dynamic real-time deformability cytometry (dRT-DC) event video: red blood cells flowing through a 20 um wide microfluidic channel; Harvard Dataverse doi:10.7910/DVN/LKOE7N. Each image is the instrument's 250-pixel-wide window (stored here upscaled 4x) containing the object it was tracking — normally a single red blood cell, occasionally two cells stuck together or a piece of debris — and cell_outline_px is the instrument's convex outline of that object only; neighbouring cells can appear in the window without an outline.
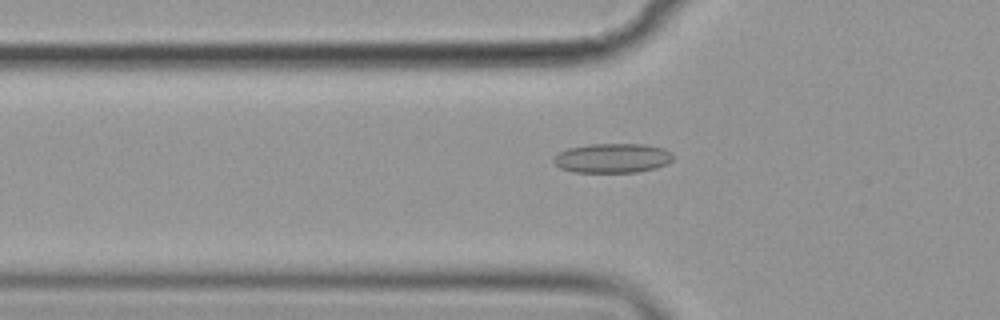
{"species": "common noctule bat (a hibernating species)", "species_latin": "Nyctalus noctula", "temperature_condition": "cold", "stored_images_in_passage": 42, "camera_frame_rate_fps": 3000, "um_per_image_px": 0.085, "animal": {"sex": "female", "body_mass_g": 19.9}, "frame": {"image": 1, "passage_image": 5, "time_ms": 1.333, "image_size_px": [1000, 320], "cell_outline_px": [[672, 160], [668, 164], [656, 168], [636, 172], [572, 172], [560, 168], [552, 160], [560, 152], [568, 148], [588, 144], [644, 144], [664, 148], [672, 152]], "centroid_in_image_um": [52.08, 13.44], "position_along_channel_um": 73.7, "area_um2": 20.58}}
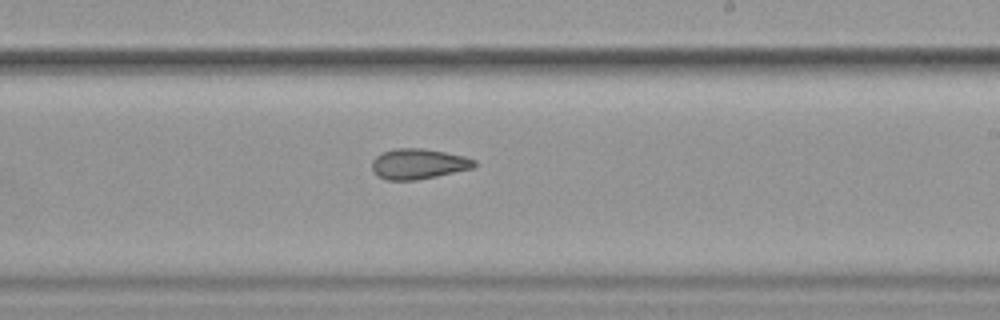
{"frame": {"image": 2, "passage_image": 20, "time_ms": 6.333, "image_size_px": [1000, 320], "cell_outline_px": [[476, 164], [472, 168], [436, 176], [416, 180], [388, 180], [376, 176], [372, 172], [372, 160], [380, 152], [396, 148], [424, 148], [464, 156], [476, 160]], "centroid_in_image_um": [35.51, 13.92], "position_along_channel_um": 253.5, "area_um2": 18.21}}
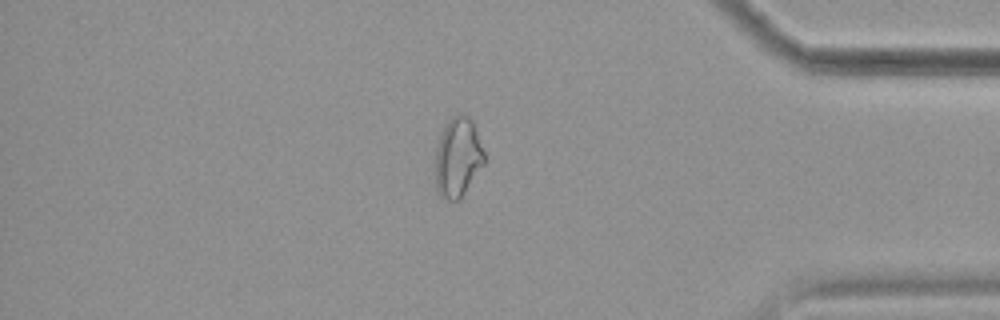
{"frame": {"image": 3, "passage_image": 34, "time_ms": 11.0, "image_size_px": [1000, 320], "cell_outline_px": [[484, 164], [460, 200], [448, 200], [440, 196], [436, 188], [436, 148], [444, 124], [452, 116], [464, 112], [472, 120], [484, 152]], "centroid_in_image_um": [38.91, 13.36], "position_along_channel_um": 396.3, "area_um2": 22.72}, "authors_computed_cell_mechanics": {"area_um2": 19.0451, "velocity_mm_per_s": 3.5915, "shape_relaxation_time_tau1_ms": null, "shape_relaxation_time_tau2_ms": 4.3997, "deformation_change_tau1": null, "deformation_change_tau2": 0.0924}}